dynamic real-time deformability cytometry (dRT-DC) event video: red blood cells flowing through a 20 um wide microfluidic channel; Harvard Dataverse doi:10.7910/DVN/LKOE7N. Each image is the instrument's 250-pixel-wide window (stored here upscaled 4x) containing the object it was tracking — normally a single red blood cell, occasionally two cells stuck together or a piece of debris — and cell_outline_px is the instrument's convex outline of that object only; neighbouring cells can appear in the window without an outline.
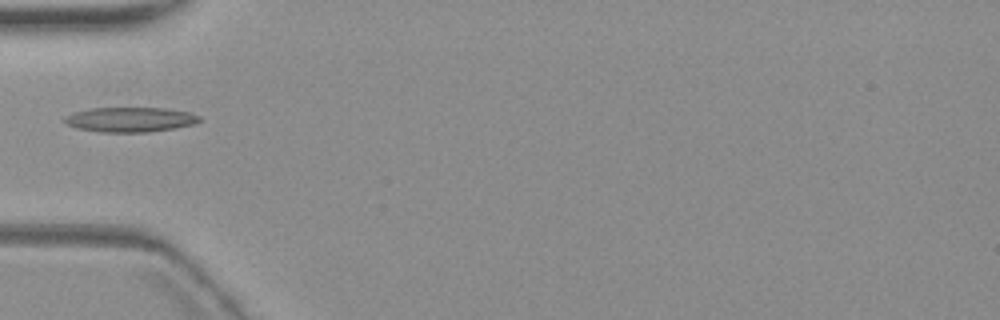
{"species": "common noctule bat (a hibernating species)", "species_latin": "Nyctalus noctula", "temperature_condition": "warm", "stored_images_in_passage": 6, "camera_frame_rate_fps": 3000, "um_per_image_px": 0.085, "animal": {"sex": "female", "body_mass_g": 19.3, "forearm_length_mm": 54.1}, "frame": {"image": 1, "passage_image": 4, "time_ms": 3.667, "image_size_px": [1000, 320], "cell_outline_px": [[200, 120], [192, 124], [176, 128], [148, 132], [100, 132], [76, 128], [68, 124], [64, 120], [64, 116], [88, 108], [168, 108], [188, 112], [200, 116]], "centroid_in_image_um": [11.06, 10.16], "position_along_channel_um": 73.9, "area_um2": 19.42}}
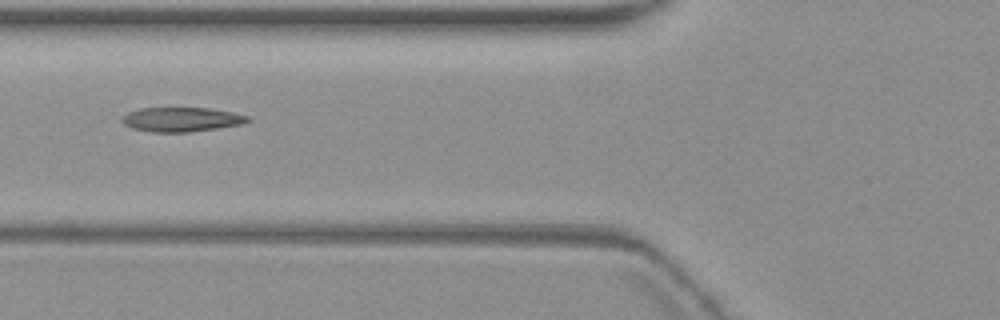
{"frame": {"image": 2, "passage_image": 5, "time_ms": 4.667, "image_size_px": [1000, 320], "cell_outline_px": [[252, 120], [240, 124], [216, 128], [188, 132], [152, 132], [132, 128], [124, 124], [120, 120], [128, 112], [140, 108], [208, 108], [232, 112], [248, 116]], "centroid_in_image_um": [15.4, 10.15], "position_along_channel_um": 110.4, "area_um2": 17.69}}
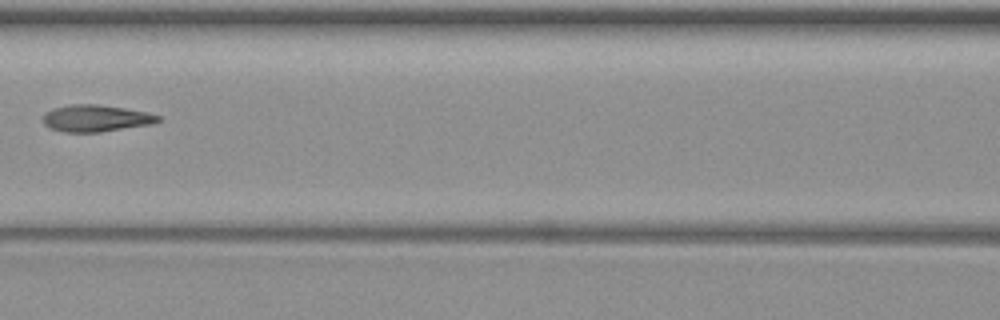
{"frame": {"image": 3, "passage_image": 6, "time_ms": 6.0, "image_size_px": [1000, 320], "cell_outline_px": [[160, 120], [152, 124], [100, 132], [64, 132], [48, 128], [44, 124], [44, 116], [52, 108], [72, 104], [96, 104], [124, 108], [144, 112], [160, 116]], "centroid_in_image_um": [8.13, 10.06], "position_along_channel_um": 158.5, "area_um2": 17.8}}